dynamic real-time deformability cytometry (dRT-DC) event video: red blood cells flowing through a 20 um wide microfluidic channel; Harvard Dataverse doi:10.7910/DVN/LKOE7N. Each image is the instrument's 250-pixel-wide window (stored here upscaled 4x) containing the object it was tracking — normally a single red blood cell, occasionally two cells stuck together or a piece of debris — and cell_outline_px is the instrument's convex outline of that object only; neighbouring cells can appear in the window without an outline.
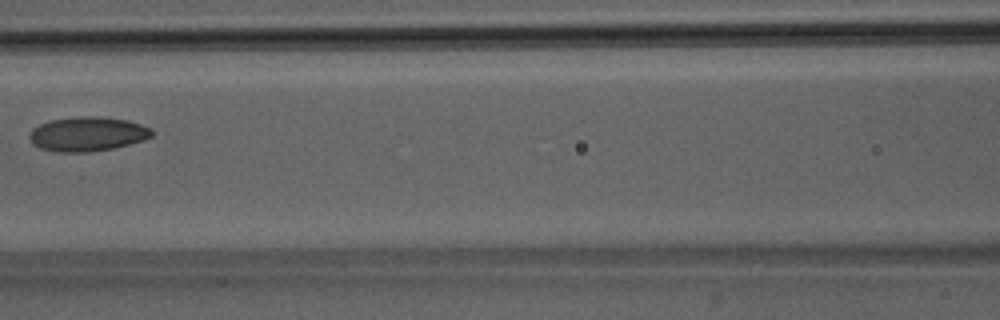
{"species": "Egyptian fruit bat (a non-hibernating species)", "species_latin": "Rousettus aegyptiacus", "temperature_condition": "room temperature", "stored_images_in_passage": 6, "camera_frame_rate_fps": 3000, "um_per_image_px": 0.085, "animal": {"sex": "male"}, "frame": {"image": 1, "passage_image": 6, "time_ms": 5.667, "image_size_px": [1000, 320], "cell_outline_px": [[152, 136], [144, 140], [112, 148], [88, 152], [60, 152], [40, 148], [32, 144], [28, 136], [32, 128], [40, 124], [52, 120], [80, 116], [96, 116], [128, 120], [152, 128]], "centroid_in_image_um": [7.42, 11.39], "position_along_channel_um": 159.2, "area_um2": 24.45}}